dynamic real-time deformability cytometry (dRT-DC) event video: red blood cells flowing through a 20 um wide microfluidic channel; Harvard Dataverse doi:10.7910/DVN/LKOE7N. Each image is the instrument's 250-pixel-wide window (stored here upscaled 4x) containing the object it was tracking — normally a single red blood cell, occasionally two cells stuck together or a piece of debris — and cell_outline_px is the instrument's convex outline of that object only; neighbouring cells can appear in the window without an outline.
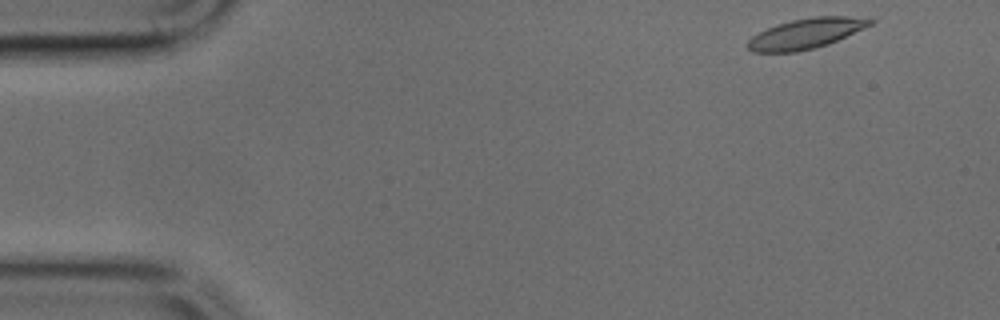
{"species": "common noctule bat (a hibernating species)", "species_latin": "Nyctalus noctula", "temperature_condition": "cold", "stored_images_in_passage": 11, "camera_frame_rate_fps": 3000, "um_per_image_px": 0.085, "animal": {"sex": "male", "body_mass_g": 17.9, "forearm_length_mm": 54.2}, "frame": {"image": 1, "passage_image": 1, "time_ms": 0.0, "image_size_px": [1000, 320], "cell_outline_px": [[876, 20], [872, 24], [828, 44], [796, 52], [752, 52], [748, 48], [748, 40], [752, 36], [776, 24], [792, 20], [812, 16], [872, 16]], "centroid_in_image_um": [68.57, 2.82], "position_along_channel_um": 16.4, "area_um2": 21.62}}
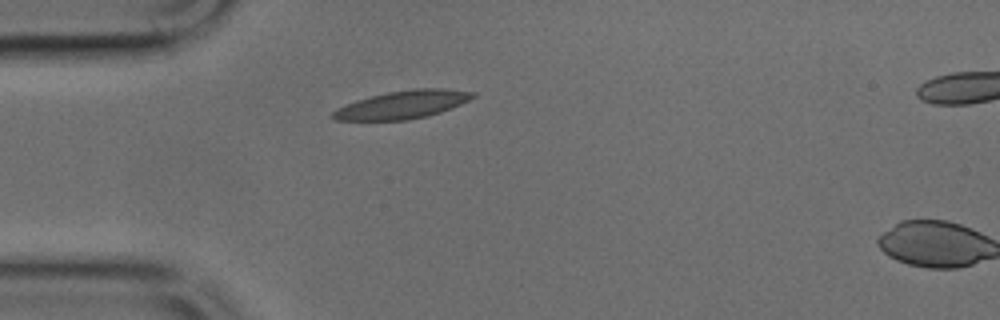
{"frame": {"image": 2, "passage_image": 10, "time_ms": 3.0, "image_size_px": [1000, 320], "cell_outline_px": [[476, 96], [452, 108], [428, 116], [408, 120], [336, 120], [332, 116], [332, 112], [336, 108], [356, 100], [388, 92], [416, 88], [444, 88], [476, 92]], "centroid_in_image_um": [34.24, 8.89], "position_along_channel_um": 50.8, "area_um2": 22.77}}